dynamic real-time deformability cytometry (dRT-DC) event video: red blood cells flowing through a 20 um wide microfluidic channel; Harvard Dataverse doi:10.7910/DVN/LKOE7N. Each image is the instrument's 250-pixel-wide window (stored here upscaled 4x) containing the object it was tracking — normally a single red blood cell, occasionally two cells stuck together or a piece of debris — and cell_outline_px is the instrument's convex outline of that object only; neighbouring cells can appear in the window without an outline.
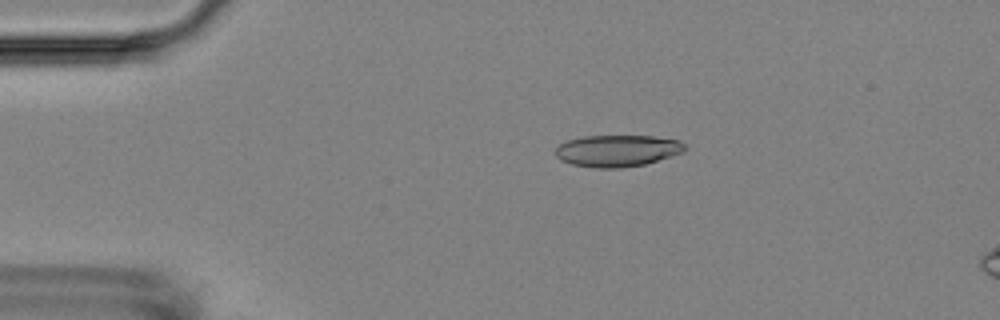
{"species": "Egyptian fruit bat (a non-hibernating species)", "species_latin": "Rousettus aegyptiacus", "temperature_condition": "room temperature", "stored_images_in_passage": 4, "camera_frame_rate_fps": 3000, "um_per_image_px": 0.085, "animal": {"sex": "female"}, "frame": {"image": 1, "passage_image": 2, "time_ms": 1.667, "image_size_px": [1000, 320], "cell_outline_px": [[688, 148], [684, 152], [644, 164], [620, 168], [596, 168], [572, 164], [560, 160], [552, 152], [560, 144], [568, 140], [584, 136], [652, 136], [680, 140]], "centroid_in_image_um": [52.46, 12.81], "position_along_channel_um": 32.5, "area_um2": 23.99}}